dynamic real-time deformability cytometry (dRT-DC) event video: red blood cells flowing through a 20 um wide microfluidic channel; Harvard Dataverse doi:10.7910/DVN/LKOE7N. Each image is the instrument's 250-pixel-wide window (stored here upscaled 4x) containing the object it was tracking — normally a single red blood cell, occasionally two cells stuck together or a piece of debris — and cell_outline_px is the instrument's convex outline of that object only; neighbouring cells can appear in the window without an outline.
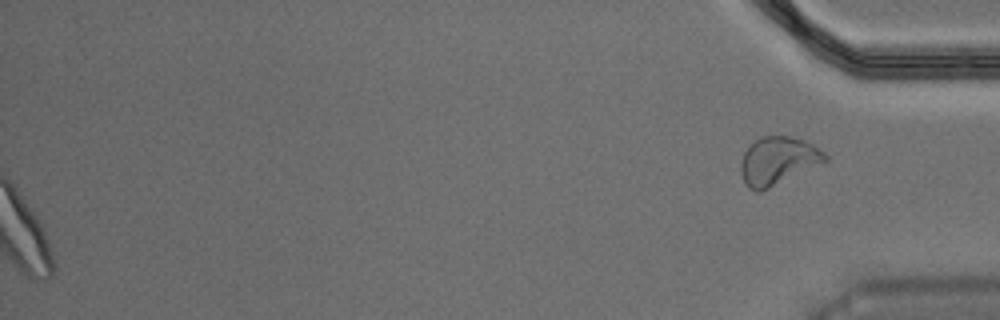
{"species": "Egyptian fruit bat (a non-hibernating species)", "species_latin": "Rousettus aegyptiacus", "temperature_condition": "warm", "stored_images_in_passage": 40, "camera_frame_rate_fps": 3000, "um_per_image_px": 0.085, "animal": {"sex": "male"}, "frame": {"image": 1, "passage_image": 40, "time_ms": 13.0, "image_size_px": [1000, 320], "cell_outline_px": [[828, 160], [824, 164], [760, 192], [756, 192], [748, 188], [744, 184], [740, 172], [740, 164], [744, 152], [760, 136], [788, 136], [804, 140], [812, 144], [824, 152], [828, 156]], "centroid_in_image_um": [66.14, 13.69], "position_along_channel_um": 369.1, "area_um2": 23.87}, "authors_computed_cell_mechanics": {"area_um2": 19.5653, "velocity_mm_per_s": 3.6579, "shape_relaxation_time_tau1_ms": 3.3267, "shape_relaxation_time_tau2_ms": 1.9277, "deformation_change_tau1": 0.1118, "deformation_change_tau2": 0.0826}}